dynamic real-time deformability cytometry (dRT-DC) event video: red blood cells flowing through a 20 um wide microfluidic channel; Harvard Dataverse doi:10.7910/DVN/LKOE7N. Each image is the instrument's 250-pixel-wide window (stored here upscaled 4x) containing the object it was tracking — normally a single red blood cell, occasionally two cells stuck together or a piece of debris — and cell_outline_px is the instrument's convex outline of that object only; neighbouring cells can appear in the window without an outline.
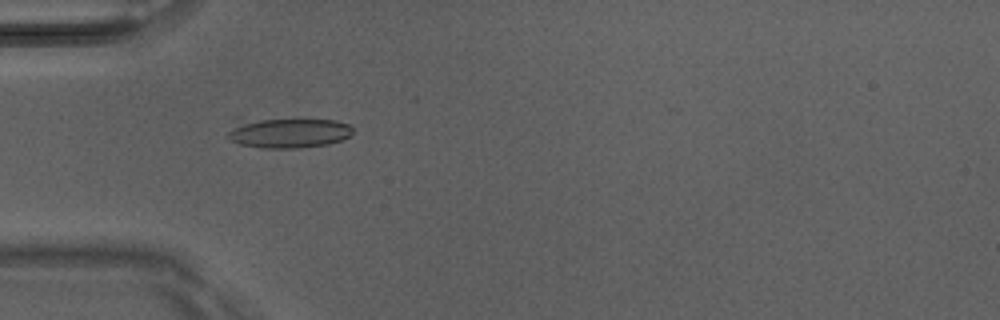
{"species": "Egyptian fruit bat (a non-hibernating species)", "species_latin": "Rousettus aegyptiacus", "temperature_condition": "room temperature", "stored_images_in_passage": 6, "camera_frame_rate_fps": 3000, "um_per_image_px": 0.085, "animal": {"sex": "male"}, "frame": {"image": 1, "passage_image": 5, "time_ms": 1.333, "image_size_px": [1000, 320], "cell_outline_px": [[352, 132], [348, 136], [340, 140], [328, 144], [296, 148], [264, 148], [240, 144], [232, 140], [228, 136], [228, 132], [232, 116], [240, 116], [336, 120], [352, 124]], "centroid_in_image_um": [24.34, 11.2], "position_along_channel_um": 60.7, "area_um2": 23.41}}